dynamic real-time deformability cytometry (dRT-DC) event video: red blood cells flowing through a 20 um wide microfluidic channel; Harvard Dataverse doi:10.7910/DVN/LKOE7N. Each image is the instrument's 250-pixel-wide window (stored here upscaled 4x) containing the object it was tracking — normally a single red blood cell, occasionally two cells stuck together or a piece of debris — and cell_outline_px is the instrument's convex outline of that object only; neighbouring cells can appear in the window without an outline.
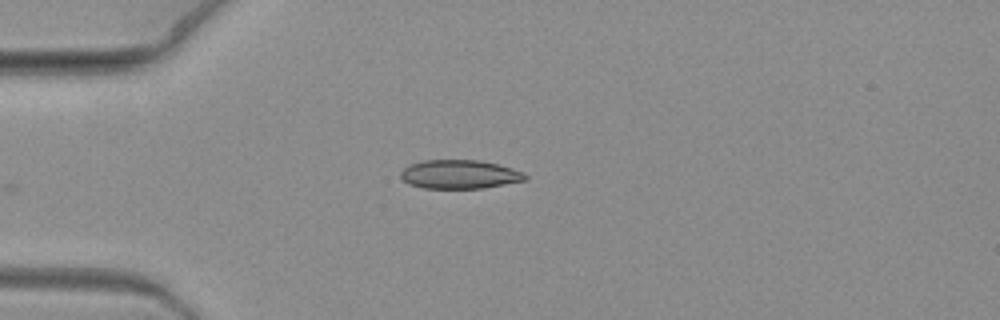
{"species": "common noctule bat (a hibernating species)", "species_latin": "Nyctalus noctula", "temperature_condition": "warm", "stored_images_in_passage": 5, "camera_frame_rate_fps": 3000, "um_per_image_px": 0.085, "animal": {"sex": "female", "body_mass_g": 19.3, "forearm_length_mm": 54.1}, "frame": {"image": 1, "passage_image": 5, "time_ms": 1.333, "image_size_px": [1000, 320], "cell_outline_px": [[528, 176], [524, 180], [480, 188], [424, 188], [408, 184], [400, 176], [400, 172], [404, 168], [412, 164], [424, 160], [476, 160], [496, 164], [512, 168], [524, 172]], "centroid_in_image_um": [39.04, 14.81], "position_along_channel_um": 46.0, "area_um2": 20.58}}